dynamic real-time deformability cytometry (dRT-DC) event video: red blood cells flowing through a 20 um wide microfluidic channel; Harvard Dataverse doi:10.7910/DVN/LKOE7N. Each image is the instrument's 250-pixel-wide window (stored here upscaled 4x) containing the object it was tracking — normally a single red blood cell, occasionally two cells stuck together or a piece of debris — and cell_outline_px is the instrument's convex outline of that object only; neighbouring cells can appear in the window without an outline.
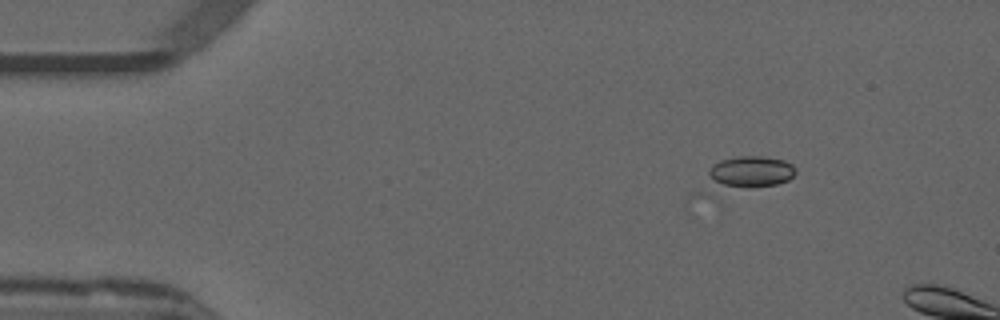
{"species": "common noctule bat (a hibernating species)", "species_latin": "Nyctalus noctula", "temperature_condition": "warm", "stored_images_in_passage": 4, "camera_frame_rate_fps": 3000, "um_per_image_px": 0.085, "animal": {"sex": "male", "forearm_length_mm": 52.5}, "frame": {"image": 1, "passage_image": 1, "time_ms": 0.0, "image_size_px": [1000, 320], "cell_outline_px": [[796, 172], [788, 180], [720, 208], [692, 196], [708, 172], [720, 160], [736, 156], [764, 156], [784, 160], [792, 164]], "centroid_in_image_um": [63.07, 15.19], "position_along_channel_um": 21.9, "area_um2": 23.81}}